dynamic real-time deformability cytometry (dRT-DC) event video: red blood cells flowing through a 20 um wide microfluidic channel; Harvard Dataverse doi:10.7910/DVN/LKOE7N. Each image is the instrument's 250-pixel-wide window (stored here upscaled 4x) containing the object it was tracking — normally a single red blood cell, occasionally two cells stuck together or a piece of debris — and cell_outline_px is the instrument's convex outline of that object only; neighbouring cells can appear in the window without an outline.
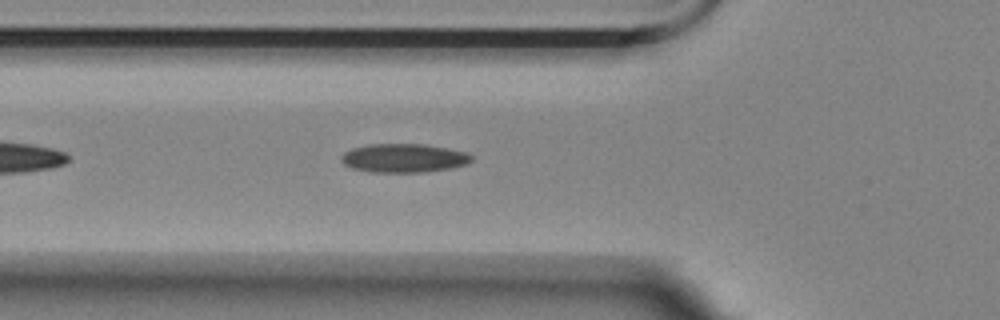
{"species": "Egyptian fruit bat (a non-hibernating species)", "species_latin": "Rousettus aegyptiacus", "temperature_condition": "room temperature", "stored_images_in_passage": 44, "camera_frame_rate_fps": 3000, "um_per_image_px": 0.085, "animal": {"sex": "female"}, "frame": {"image": 1, "passage_image": 7, "time_ms": 2.0, "image_size_px": [1000, 320], "cell_outline_px": [[472, 160], [464, 164], [452, 168], [420, 172], [372, 172], [352, 168], [344, 164], [340, 160], [340, 156], [344, 152], [352, 148], [368, 144], [424, 144], [468, 152], [472, 156]], "centroid_in_image_um": [34.29, 13.43], "position_along_channel_um": 91.5, "area_um2": 21.79}}
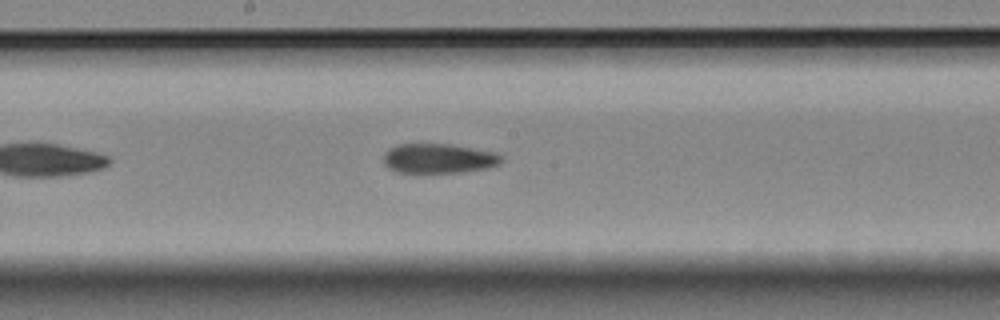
{"frame": {"image": 2, "passage_image": 17, "time_ms": 5.333, "image_size_px": [1000, 320], "cell_outline_px": [[504, 160], [500, 164], [488, 168], [460, 172], [400, 172], [388, 168], [384, 164], [384, 152], [388, 148], [396, 144], [448, 144], [496, 152]], "centroid_in_image_um": [37.28, 13.46], "position_along_channel_um": 210.9, "area_um2": 20.35}}
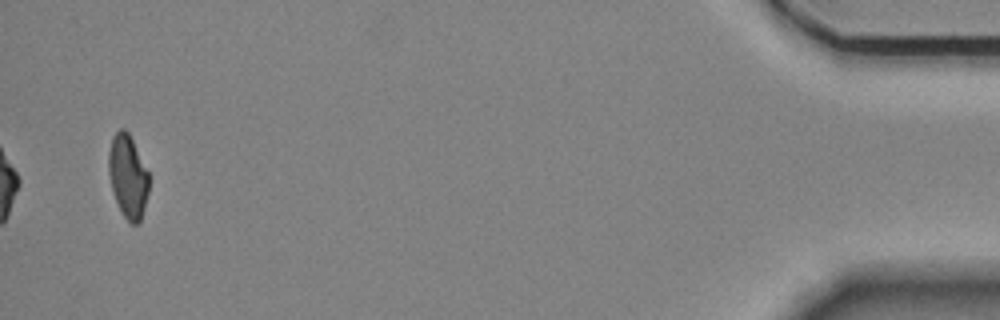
{"frame": {"image": 3, "passage_image": 42, "time_ms": 13.667, "image_size_px": [1000, 320], "cell_outline_px": [[148, 192], [140, 220], [136, 224], [132, 224], [124, 216], [116, 200], [112, 188], [108, 172], [108, 152], [112, 136], [120, 128], [124, 128], [128, 132], [148, 172]], "centroid_in_image_um": [10.85, 14.95], "position_along_channel_um": 424.4, "area_um2": 19.13}, "authors_computed_cell_mechanics": {"area_um2": 21.0103, "velocity_mm_per_s": 3.566, "shape_relaxation_time_tau1_ms": null, "shape_relaxation_time_tau2_ms": 6.9766, "deformation_change_tau1": null, "deformation_change_tau2": 0.1416}}